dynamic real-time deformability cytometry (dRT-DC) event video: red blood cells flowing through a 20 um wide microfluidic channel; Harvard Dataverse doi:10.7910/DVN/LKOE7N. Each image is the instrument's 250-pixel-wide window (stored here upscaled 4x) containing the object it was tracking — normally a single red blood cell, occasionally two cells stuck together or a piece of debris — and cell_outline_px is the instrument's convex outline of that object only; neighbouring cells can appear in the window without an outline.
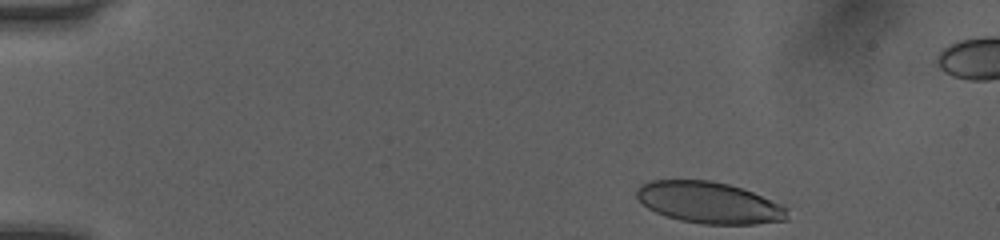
{"species": "human", "species_latin": "Homo sapiens", "temperature_condition": "room temperature", "stored_images_in_passage": 10, "camera_frame_rate_fps": 3000, "um_per_image_px": 0.085, "donor": {"sex": "female"}, "frame": {"image": 1, "passage_image": 1, "time_ms": 0.0, "image_size_px": [1000, 240], "cell_outline_px": [[788, 220], [756, 224], [704, 224], [680, 220], [656, 212], [648, 208], [636, 196], [636, 188], [640, 184], [652, 180], [712, 180], [728, 184], [752, 192], [784, 204], [788, 208]], "centroid_in_image_um": [60.31, 17.22], "position_along_channel_um": 24.7, "area_um2": 36.53}}
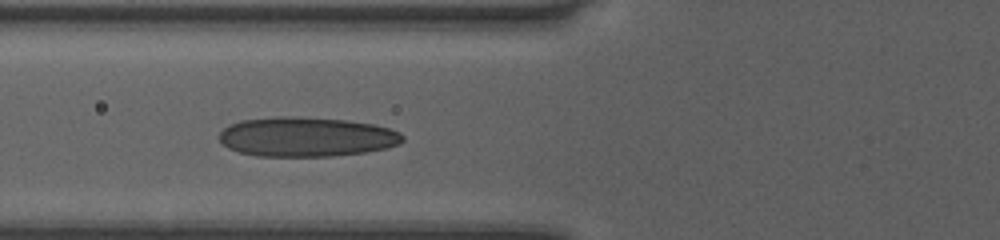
{"frame": {"image": 2, "passage_image": 9, "time_ms": 2.667, "image_size_px": [1000, 240], "cell_outline_px": [[404, 140], [400, 144], [388, 148], [368, 152], [332, 156], [256, 156], [240, 152], [228, 148], [220, 140], [220, 132], [228, 124], [240, 120], [276, 116], [296, 116], [344, 120], [376, 124], [400, 132], [404, 136]], "centroid_in_image_um": [26.07, 11.63], "position_along_channel_um": 99.7, "area_um2": 42.66}}